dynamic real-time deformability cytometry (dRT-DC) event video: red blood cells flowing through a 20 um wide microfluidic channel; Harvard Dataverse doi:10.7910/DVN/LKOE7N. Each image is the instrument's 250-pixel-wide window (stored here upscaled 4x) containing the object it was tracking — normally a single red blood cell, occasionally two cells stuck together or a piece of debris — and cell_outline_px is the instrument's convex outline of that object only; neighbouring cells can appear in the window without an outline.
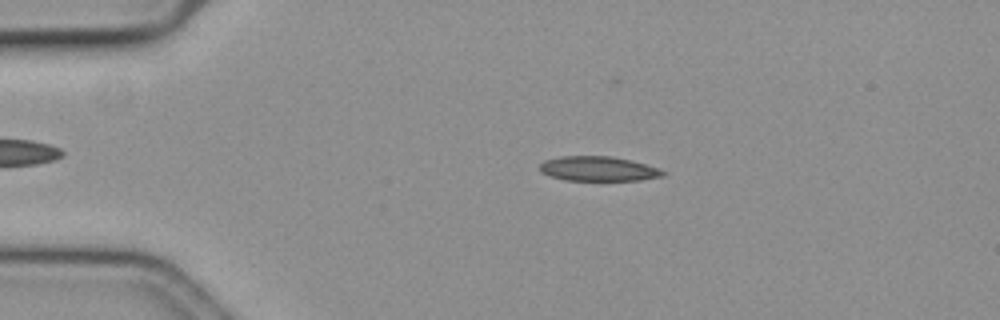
{"species": "common noctule bat (a hibernating species)", "species_latin": "Nyctalus noctula", "temperature_condition": "cold", "stored_images_in_passage": 46, "camera_frame_rate_fps": 3000, "um_per_image_px": 0.085, "animal": {"sex": "female", "body_mass_g": 19.3, "forearm_length_mm": 54.1}, "frame": {"image": 1, "passage_image": 1, "time_ms": 0.0, "image_size_px": [1000, 320], "cell_outline_px": [[664, 176], [640, 180], [564, 180], [548, 176], [540, 172], [540, 164], [544, 160], [560, 156], [612, 156], [644, 164], [656, 168], [664, 172]], "centroid_in_image_um": [50.77, 14.34], "position_along_channel_um": 34.2, "area_um2": 17.57}}
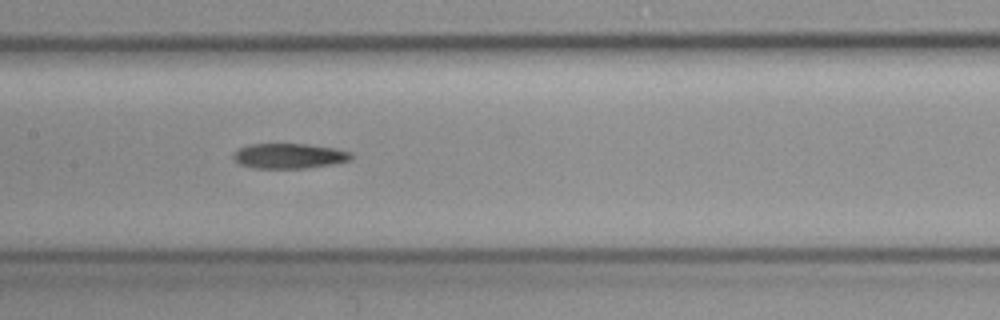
{"frame": {"image": 2, "passage_image": 17, "time_ms": 5.333, "image_size_px": [1000, 320], "cell_outline_px": [[352, 156], [348, 160], [332, 164], [304, 168], [252, 168], [240, 164], [232, 156], [240, 148], [248, 144], [308, 144], [332, 148], [352, 152]], "centroid_in_image_um": [24.56, 13.25], "position_along_channel_um": 182.8, "area_um2": 16.99}}
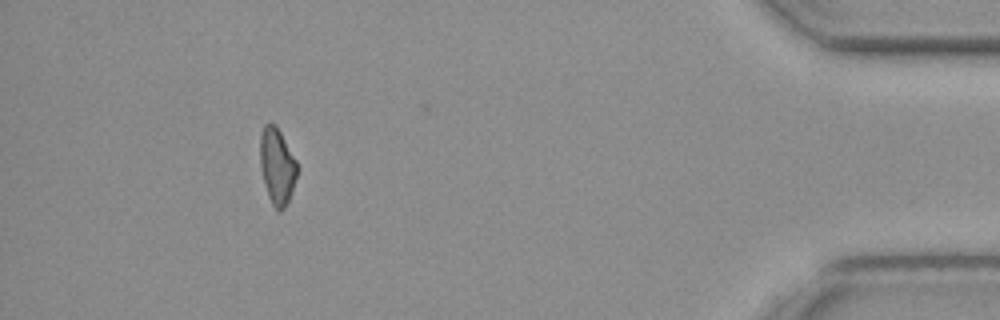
{"frame": {"image": 3, "passage_image": 41, "time_ms": 13.333, "image_size_px": [1000, 320], "cell_outline_px": [[300, 168], [292, 192], [284, 208], [280, 212], [272, 204], [268, 196], [264, 184], [260, 168], [260, 136], [264, 124], [276, 124], [296, 160]], "centroid_in_image_um": [23.56, 14.12], "position_along_channel_um": 411.6, "area_um2": 16.65}}